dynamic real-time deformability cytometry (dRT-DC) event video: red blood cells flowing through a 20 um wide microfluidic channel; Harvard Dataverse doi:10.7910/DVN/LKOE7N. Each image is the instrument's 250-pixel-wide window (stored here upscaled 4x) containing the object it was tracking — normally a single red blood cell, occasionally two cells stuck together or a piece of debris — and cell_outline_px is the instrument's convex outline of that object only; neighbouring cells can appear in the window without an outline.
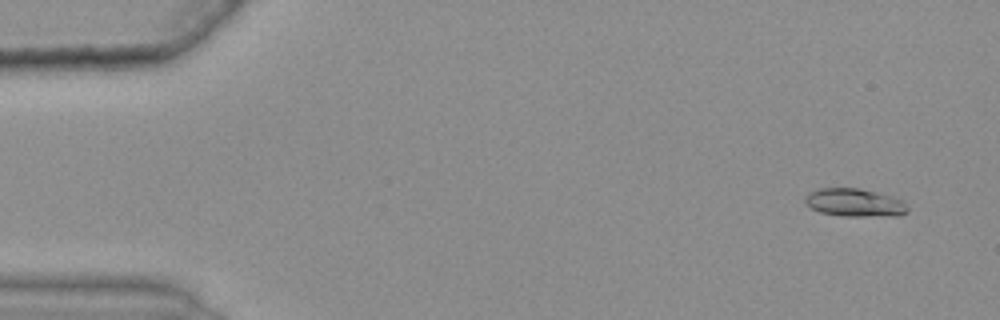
{"species": "common noctule bat (a hibernating species)", "species_latin": "Nyctalus noctula", "temperature_condition": "warm", "stored_images_in_passage": 31, "camera_frame_rate_fps": 3000, "um_per_image_px": 0.085, "animal": {"sex": "female", "body_mass_g": 25.1}, "frame": {"image": 1, "passage_image": 4, "time_ms": 1.0, "image_size_px": [1000, 320], "cell_outline_px": [[908, 212], [900, 216], [840, 216], [820, 212], [812, 208], [804, 200], [804, 196], [808, 192], [820, 188], [860, 188], [904, 200], [908, 208]], "centroid_in_image_um": [72.66, 17.23], "position_along_channel_um": 12.3, "area_um2": 16.88}}
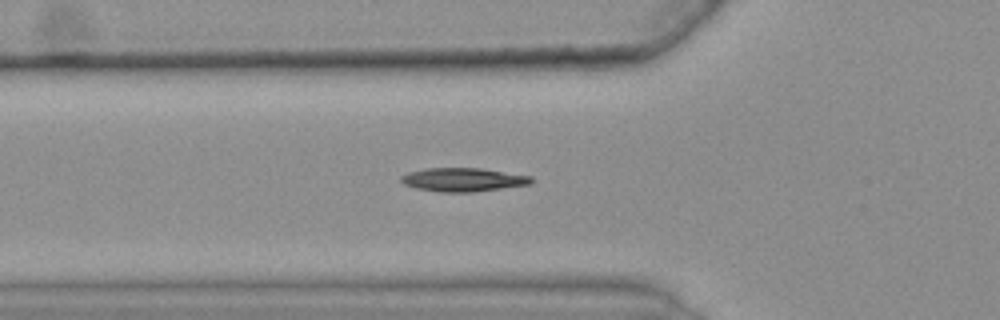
{"frame": {"image": 2, "passage_image": 20, "time_ms": 6.333, "image_size_px": [1000, 320], "cell_outline_px": [[532, 184], [472, 192], [440, 192], [416, 188], [404, 184], [400, 180], [400, 176], [408, 172], [424, 168], [480, 168], [532, 176]], "centroid_in_image_um": [39.34, 15.27], "position_along_channel_um": 86.5, "area_um2": 17.92}}
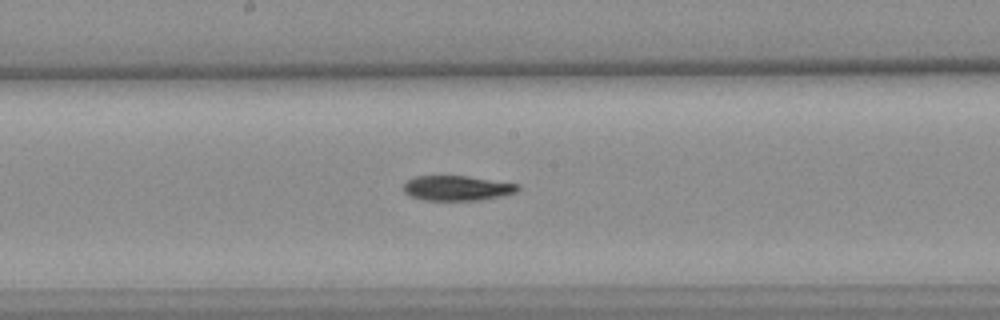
{"frame": {"image": 3, "passage_image": 30, "time_ms": 9.667, "image_size_px": [1000, 320], "cell_outline_px": [[520, 188], [516, 192], [504, 196], [480, 200], [424, 200], [412, 196], [404, 192], [404, 184], [408, 180], [416, 176], [468, 176], [520, 184]], "centroid_in_image_um": [38.9, 15.99], "position_along_channel_um": 209.3, "area_um2": 16.65}}